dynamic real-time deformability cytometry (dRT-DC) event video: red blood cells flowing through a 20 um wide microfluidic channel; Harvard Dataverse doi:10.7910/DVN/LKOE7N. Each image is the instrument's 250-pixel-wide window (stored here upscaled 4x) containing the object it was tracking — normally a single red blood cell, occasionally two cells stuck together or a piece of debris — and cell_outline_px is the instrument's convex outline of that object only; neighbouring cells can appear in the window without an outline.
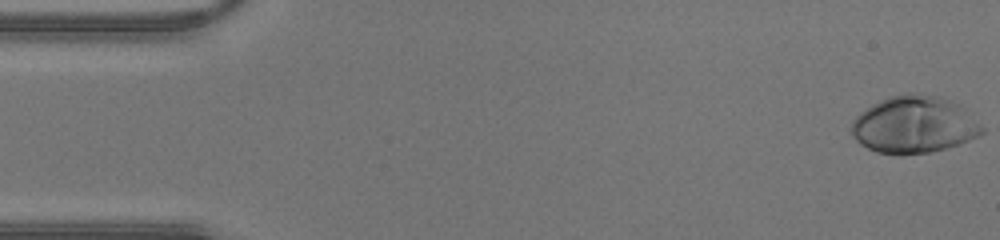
{"species": "human", "species_latin": "Homo sapiens", "temperature_condition": "warm", "stored_images_in_passage": 43, "camera_frame_rate_fps": 3000, "um_per_image_px": 0.085, "donor": {"sex": "male"}, "frame": {"image": 1, "passage_image": 1, "time_ms": 0.0, "image_size_px": [1000, 240], "cell_outline_px": [[984, 132], [960, 144], [928, 152], [904, 156], [900, 156], [876, 152], [860, 144], [852, 136], [852, 120], [860, 112], [872, 104], [880, 100], [892, 96], [908, 92], [912, 92], [936, 96], [948, 100], [964, 108], [984, 128]], "centroid_in_image_um": [77.66, 10.61], "position_along_channel_um": 7.3, "area_um2": 43.41}}
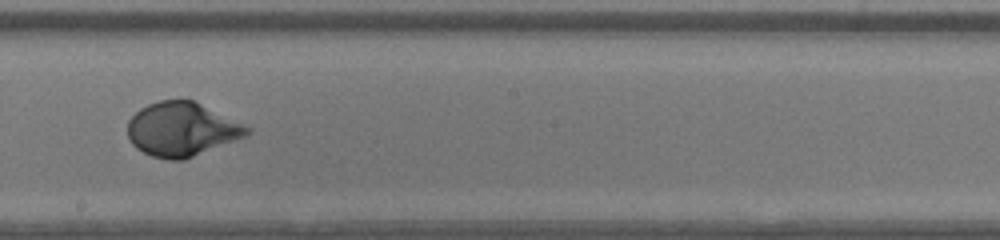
{"frame": {"image": 2, "passage_image": 24, "time_ms": 7.667, "image_size_px": [1000, 240], "cell_outline_px": [[252, 132], [248, 136], [184, 160], [168, 160], [152, 156], [136, 148], [132, 144], [128, 136], [128, 120], [140, 108], [148, 104], [160, 100], [192, 100], [244, 124], [252, 128]], "centroid_in_image_um": [15.47, 11.01], "position_along_channel_um": 232.7, "area_um2": 37.57}}
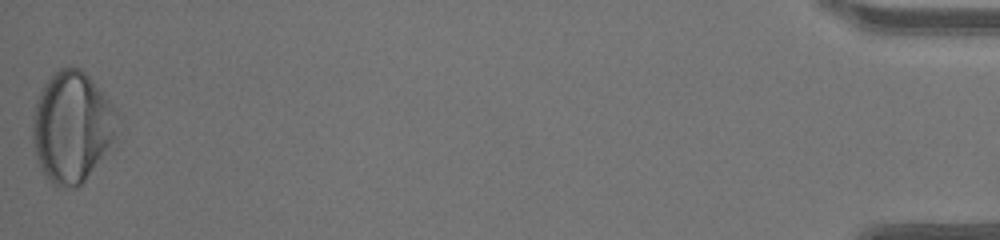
{"frame": {"image": 3, "passage_image": 43, "time_ms": 14.0, "image_size_px": [1000, 240], "cell_outline_px": [[116, 112], [112, 144], [84, 180], [76, 188], [60, 188], [52, 184], [44, 172], [36, 156], [32, 140], [32, 116], [36, 100], [44, 84], [60, 68], [80, 68], [92, 80], [116, 108]], "centroid_in_image_um": [6.07, 10.8], "position_along_channel_um": 429.1, "area_um2": 53.87}}